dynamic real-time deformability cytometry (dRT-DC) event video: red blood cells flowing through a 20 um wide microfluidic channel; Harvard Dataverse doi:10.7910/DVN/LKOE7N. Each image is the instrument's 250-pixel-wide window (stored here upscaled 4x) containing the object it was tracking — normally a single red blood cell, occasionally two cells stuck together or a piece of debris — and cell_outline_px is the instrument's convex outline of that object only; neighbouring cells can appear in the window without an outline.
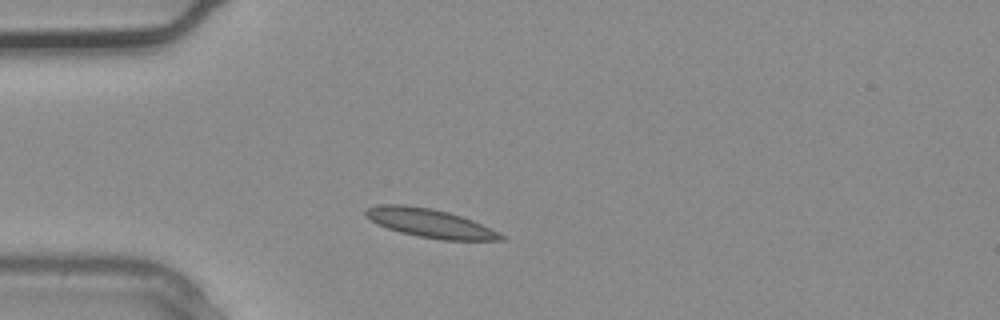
{"species": "common noctule bat (a hibernating species)", "species_latin": "Nyctalus noctula", "temperature_condition": "warm", "stored_images_in_passage": 4, "camera_frame_rate_fps": 3000, "um_per_image_px": 0.085, "animal": {"sex": "male", "body_mass_g": 20.4}, "frame": {"image": 1, "passage_image": 4, "time_ms": 1.0, "image_size_px": [1000, 320], "cell_outline_px": [[504, 240], [440, 240], [416, 236], [400, 232], [376, 224], [364, 216], [364, 212], [368, 208], [384, 204], [404, 204], [432, 208], [448, 212], [472, 220], [504, 236]], "centroid_in_image_um": [36.48, 18.96], "position_along_channel_um": 48.5, "area_um2": 22.43}}